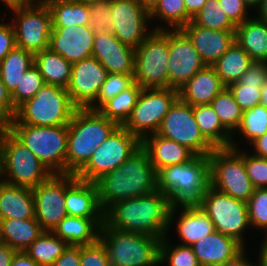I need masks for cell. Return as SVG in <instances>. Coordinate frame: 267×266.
I'll list each match as a JSON object with an SVG mask.
<instances>
[{"instance_id":"cell-1","label":"cell","mask_w":267,"mask_h":266,"mask_svg":"<svg viewBox=\"0 0 267 266\" xmlns=\"http://www.w3.org/2000/svg\"><path fill=\"white\" fill-rule=\"evenodd\" d=\"M179 206H171L168 197L158 190L113 204L104 221L112 228L164 238L174 222ZM173 221V222H172Z\"/></svg>"},{"instance_id":"cell-2","label":"cell","mask_w":267,"mask_h":266,"mask_svg":"<svg viewBox=\"0 0 267 266\" xmlns=\"http://www.w3.org/2000/svg\"><path fill=\"white\" fill-rule=\"evenodd\" d=\"M157 172L146 150L140 146L114 171L95 183L104 213L115 203L150 194L157 190Z\"/></svg>"},{"instance_id":"cell-3","label":"cell","mask_w":267,"mask_h":266,"mask_svg":"<svg viewBox=\"0 0 267 266\" xmlns=\"http://www.w3.org/2000/svg\"><path fill=\"white\" fill-rule=\"evenodd\" d=\"M118 127L98 110L77 108L68 124L66 174H76Z\"/></svg>"},{"instance_id":"cell-4","label":"cell","mask_w":267,"mask_h":266,"mask_svg":"<svg viewBox=\"0 0 267 266\" xmlns=\"http://www.w3.org/2000/svg\"><path fill=\"white\" fill-rule=\"evenodd\" d=\"M157 190L165 194L171 206H194L201 202L210 186L209 156H193L189 161L157 171Z\"/></svg>"},{"instance_id":"cell-5","label":"cell","mask_w":267,"mask_h":266,"mask_svg":"<svg viewBox=\"0 0 267 266\" xmlns=\"http://www.w3.org/2000/svg\"><path fill=\"white\" fill-rule=\"evenodd\" d=\"M99 239L107 249L110 266L160 265L159 237L118 230L104 221Z\"/></svg>"},{"instance_id":"cell-6","label":"cell","mask_w":267,"mask_h":266,"mask_svg":"<svg viewBox=\"0 0 267 266\" xmlns=\"http://www.w3.org/2000/svg\"><path fill=\"white\" fill-rule=\"evenodd\" d=\"M76 109L66 88L45 83L32 98L16 108L10 124L68 125Z\"/></svg>"},{"instance_id":"cell-7","label":"cell","mask_w":267,"mask_h":266,"mask_svg":"<svg viewBox=\"0 0 267 266\" xmlns=\"http://www.w3.org/2000/svg\"><path fill=\"white\" fill-rule=\"evenodd\" d=\"M51 175L52 173L27 146L7 128L1 129L0 179L3 176V182L33 189Z\"/></svg>"},{"instance_id":"cell-8","label":"cell","mask_w":267,"mask_h":266,"mask_svg":"<svg viewBox=\"0 0 267 266\" xmlns=\"http://www.w3.org/2000/svg\"><path fill=\"white\" fill-rule=\"evenodd\" d=\"M7 129L33 152L52 174H66L68 125L42 127L9 124Z\"/></svg>"},{"instance_id":"cell-9","label":"cell","mask_w":267,"mask_h":266,"mask_svg":"<svg viewBox=\"0 0 267 266\" xmlns=\"http://www.w3.org/2000/svg\"><path fill=\"white\" fill-rule=\"evenodd\" d=\"M169 30L157 26L135 48L134 82L142 89L168 88Z\"/></svg>"},{"instance_id":"cell-10","label":"cell","mask_w":267,"mask_h":266,"mask_svg":"<svg viewBox=\"0 0 267 266\" xmlns=\"http://www.w3.org/2000/svg\"><path fill=\"white\" fill-rule=\"evenodd\" d=\"M236 145L233 142L230 148L214 149L209 155L210 186L247 203L255 187L247 175L244 152Z\"/></svg>"},{"instance_id":"cell-11","label":"cell","mask_w":267,"mask_h":266,"mask_svg":"<svg viewBox=\"0 0 267 266\" xmlns=\"http://www.w3.org/2000/svg\"><path fill=\"white\" fill-rule=\"evenodd\" d=\"M141 146V141L123 126H119L92 154L75 174L78 179L96 182L114 171Z\"/></svg>"},{"instance_id":"cell-12","label":"cell","mask_w":267,"mask_h":266,"mask_svg":"<svg viewBox=\"0 0 267 266\" xmlns=\"http://www.w3.org/2000/svg\"><path fill=\"white\" fill-rule=\"evenodd\" d=\"M198 206L211 219L217 232L234 238L244 246L243 233L250 226L246 202L209 186Z\"/></svg>"},{"instance_id":"cell-13","label":"cell","mask_w":267,"mask_h":266,"mask_svg":"<svg viewBox=\"0 0 267 266\" xmlns=\"http://www.w3.org/2000/svg\"><path fill=\"white\" fill-rule=\"evenodd\" d=\"M177 99L178 91L171 88L142 89L123 127L140 141L156 134L164 116Z\"/></svg>"},{"instance_id":"cell-14","label":"cell","mask_w":267,"mask_h":266,"mask_svg":"<svg viewBox=\"0 0 267 266\" xmlns=\"http://www.w3.org/2000/svg\"><path fill=\"white\" fill-rule=\"evenodd\" d=\"M11 10L16 17L12 23L16 47L33 54L49 48L52 17L47 4L42 0H36L31 5Z\"/></svg>"},{"instance_id":"cell-15","label":"cell","mask_w":267,"mask_h":266,"mask_svg":"<svg viewBox=\"0 0 267 266\" xmlns=\"http://www.w3.org/2000/svg\"><path fill=\"white\" fill-rule=\"evenodd\" d=\"M157 134L185 146L195 156H209L215 149L200 132L193 106L179 98L164 116Z\"/></svg>"},{"instance_id":"cell-16","label":"cell","mask_w":267,"mask_h":266,"mask_svg":"<svg viewBox=\"0 0 267 266\" xmlns=\"http://www.w3.org/2000/svg\"><path fill=\"white\" fill-rule=\"evenodd\" d=\"M75 174H52L45 182L32 189L35 218L43 231L53 232L68 214L65 208L66 184Z\"/></svg>"},{"instance_id":"cell-17","label":"cell","mask_w":267,"mask_h":266,"mask_svg":"<svg viewBox=\"0 0 267 266\" xmlns=\"http://www.w3.org/2000/svg\"><path fill=\"white\" fill-rule=\"evenodd\" d=\"M111 12L112 33L121 43L137 48L150 34L149 11L138 0H111Z\"/></svg>"},{"instance_id":"cell-18","label":"cell","mask_w":267,"mask_h":266,"mask_svg":"<svg viewBox=\"0 0 267 266\" xmlns=\"http://www.w3.org/2000/svg\"><path fill=\"white\" fill-rule=\"evenodd\" d=\"M206 64L189 37L181 30H169L168 88L179 90Z\"/></svg>"},{"instance_id":"cell-19","label":"cell","mask_w":267,"mask_h":266,"mask_svg":"<svg viewBox=\"0 0 267 266\" xmlns=\"http://www.w3.org/2000/svg\"><path fill=\"white\" fill-rule=\"evenodd\" d=\"M107 76V69L95 57L72 63L71 79L66 88L72 103L77 108H89L95 103Z\"/></svg>"},{"instance_id":"cell-20","label":"cell","mask_w":267,"mask_h":266,"mask_svg":"<svg viewBox=\"0 0 267 266\" xmlns=\"http://www.w3.org/2000/svg\"><path fill=\"white\" fill-rule=\"evenodd\" d=\"M94 37L89 25L52 27L49 48L75 63L92 56Z\"/></svg>"},{"instance_id":"cell-21","label":"cell","mask_w":267,"mask_h":266,"mask_svg":"<svg viewBox=\"0 0 267 266\" xmlns=\"http://www.w3.org/2000/svg\"><path fill=\"white\" fill-rule=\"evenodd\" d=\"M92 57L108 71L134 77L135 48L121 43L111 32L95 35Z\"/></svg>"},{"instance_id":"cell-22","label":"cell","mask_w":267,"mask_h":266,"mask_svg":"<svg viewBox=\"0 0 267 266\" xmlns=\"http://www.w3.org/2000/svg\"><path fill=\"white\" fill-rule=\"evenodd\" d=\"M192 41L202 61L212 66L235 42V31H220L190 21L181 29Z\"/></svg>"},{"instance_id":"cell-23","label":"cell","mask_w":267,"mask_h":266,"mask_svg":"<svg viewBox=\"0 0 267 266\" xmlns=\"http://www.w3.org/2000/svg\"><path fill=\"white\" fill-rule=\"evenodd\" d=\"M191 247L201 266H222L245 250L237 240L216 230Z\"/></svg>"},{"instance_id":"cell-24","label":"cell","mask_w":267,"mask_h":266,"mask_svg":"<svg viewBox=\"0 0 267 266\" xmlns=\"http://www.w3.org/2000/svg\"><path fill=\"white\" fill-rule=\"evenodd\" d=\"M65 208L70 216L104 218L95 182H88L74 176L65 191Z\"/></svg>"},{"instance_id":"cell-25","label":"cell","mask_w":267,"mask_h":266,"mask_svg":"<svg viewBox=\"0 0 267 266\" xmlns=\"http://www.w3.org/2000/svg\"><path fill=\"white\" fill-rule=\"evenodd\" d=\"M225 88L215 69L206 65L178 90V98L191 106L208 105Z\"/></svg>"},{"instance_id":"cell-26","label":"cell","mask_w":267,"mask_h":266,"mask_svg":"<svg viewBox=\"0 0 267 266\" xmlns=\"http://www.w3.org/2000/svg\"><path fill=\"white\" fill-rule=\"evenodd\" d=\"M141 146L148 153L156 172L166 166L185 163L194 156L185 146L157 133L145 137Z\"/></svg>"},{"instance_id":"cell-27","label":"cell","mask_w":267,"mask_h":266,"mask_svg":"<svg viewBox=\"0 0 267 266\" xmlns=\"http://www.w3.org/2000/svg\"><path fill=\"white\" fill-rule=\"evenodd\" d=\"M35 218V202L31 188L11 185L0 180V219Z\"/></svg>"},{"instance_id":"cell-28","label":"cell","mask_w":267,"mask_h":266,"mask_svg":"<svg viewBox=\"0 0 267 266\" xmlns=\"http://www.w3.org/2000/svg\"><path fill=\"white\" fill-rule=\"evenodd\" d=\"M104 218H84L67 215L53 233L68 245L81 246L95 243L99 239Z\"/></svg>"},{"instance_id":"cell-29","label":"cell","mask_w":267,"mask_h":266,"mask_svg":"<svg viewBox=\"0 0 267 266\" xmlns=\"http://www.w3.org/2000/svg\"><path fill=\"white\" fill-rule=\"evenodd\" d=\"M235 42L252 61L267 62V22L258 18L245 20L236 26Z\"/></svg>"},{"instance_id":"cell-30","label":"cell","mask_w":267,"mask_h":266,"mask_svg":"<svg viewBox=\"0 0 267 266\" xmlns=\"http://www.w3.org/2000/svg\"><path fill=\"white\" fill-rule=\"evenodd\" d=\"M42 233L43 229L36 218L0 219V242L17 252L27 249Z\"/></svg>"},{"instance_id":"cell-31","label":"cell","mask_w":267,"mask_h":266,"mask_svg":"<svg viewBox=\"0 0 267 266\" xmlns=\"http://www.w3.org/2000/svg\"><path fill=\"white\" fill-rule=\"evenodd\" d=\"M183 208V209H182ZM180 206L177 232L182 240L180 245L191 246L201 238L215 231L213 222L198 206Z\"/></svg>"},{"instance_id":"cell-32","label":"cell","mask_w":267,"mask_h":266,"mask_svg":"<svg viewBox=\"0 0 267 266\" xmlns=\"http://www.w3.org/2000/svg\"><path fill=\"white\" fill-rule=\"evenodd\" d=\"M193 113L203 137L215 148H230L233 143L230 133L221 123L210 104L193 106Z\"/></svg>"},{"instance_id":"cell-33","label":"cell","mask_w":267,"mask_h":266,"mask_svg":"<svg viewBox=\"0 0 267 266\" xmlns=\"http://www.w3.org/2000/svg\"><path fill=\"white\" fill-rule=\"evenodd\" d=\"M34 65L39 69L46 84L67 88L72 72V63L50 48L34 54Z\"/></svg>"},{"instance_id":"cell-34","label":"cell","mask_w":267,"mask_h":266,"mask_svg":"<svg viewBox=\"0 0 267 266\" xmlns=\"http://www.w3.org/2000/svg\"><path fill=\"white\" fill-rule=\"evenodd\" d=\"M50 9L52 27L89 25L87 0H42Z\"/></svg>"},{"instance_id":"cell-35","label":"cell","mask_w":267,"mask_h":266,"mask_svg":"<svg viewBox=\"0 0 267 266\" xmlns=\"http://www.w3.org/2000/svg\"><path fill=\"white\" fill-rule=\"evenodd\" d=\"M253 61L236 43L212 65L223 84L228 87L238 82Z\"/></svg>"},{"instance_id":"cell-36","label":"cell","mask_w":267,"mask_h":266,"mask_svg":"<svg viewBox=\"0 0 267 266\" xmlns=\"http://www.w3.org/2000/svg\"><path fill=\"white\" fill-rule=\"evenodd\" d=\"M34 64V54L15 47L0 62V76L7 91L12 94L22 75Z\"/></svg>"},{"instance_id":"cell-37","label":"cell","mask_w":267,"mask_h":266,"mask_svg":"<svg viewBox=\"0 0 267 266\" xmlns=\"http://www.w3.org/2000/svg\"><path fill=\"white\" fill-rule=\"evenodd\" d=\"M141 91L142 88L134 82L126 90L105 102L98 111L109 120L123 126L132 114Z\"/></svg>"},{"instance_id":"cell-38","label":"cell","mask_w":267,"mask_h":266,"mask_svg":"<svg viewBox=\"0 0 267 266\" xmlns=\"http://www.w3.org/2000/svg\"><path fill=\"white\" fill-rule=\"evenodd\" d=\"M68 244L53 232L43 233L24 252L39 266H52Z\"/></svg>"},{"instance_id":"cell-39","label":"cell","mask_w":267,"mask_h":266,"mask_svg":"<svg viewBox=\"0 0 267 266\" xmlns=\"http://www.w3.org/2000/svg\"><path fill=\"white\" fill-rule=\"evenodd\" d=\"M222 125L234 136V133L239 128L243 111L237 104L233 94L226 87L219 93L210 103ZM234 130V131H233Z\"/></svg>"},{"instance_id":"cell-40","label":"cell","mask_w":267,"mask_h":266,"mask_svg":"<svg viewBox=\"0 0 267 266\" xmlns=\"http://www.w3.org/2000/svg\"><path fill=\"white\" fill-rule=\"evenodd\" d=\"M150 19H160L173 30L182 29L192 18L187 14L184 0H160L149 12Z\"/></svg>"},{"instance_id":"cell-41","label":"cell","mask_w":267,"mask_h":266,"mask_svg":"<svg viewBox=\"0 0 267 266\" xmlns=\"http://www.w3.org/2000/svg\"><path fill=\"white\" fill-rule=\"evenodd\" d=\"M192 21L200 26L220 31H235L236 26L221 9L219 0H206L202 9Z\"/></svg>"},{"instance_id":"cell-42","label":"cell","mask_w":267,"mask_h":266,"mask_svg":"<svg viewBox=\"0 0 267 266\" xmlns=\"http://www.w3.org/2000/svg\"><path fill=\"white\" fill-rule=\"evenodd\" d=\"M237 130L241 131L243 138L249 140L250 144L263 136L267 132V108L263 105H257L244 111Z\"/></svg>"},{"instance_id":"cell-43","label":"cell","mask_w":267,"mask_h":266,"mask_svg":"<svg viewBox=\"0 0 267 266\" xmlns=\"http://www.w3.org/2000/svg\"><path fill=\"white\" fill-rule=\"evenodd\" d=\"M167 240L165 236L160 242V264L167 262L168 266H201L191 246L171 245Z\"/></svg>"},{"instance_id":"cell-44","label":"cell","mask_w":267,"mask_h":266,"mask_svg":"<svg viewBox=\"0 0 267 266\" xmlns=\"http://www.w3.org/2000/svg\"><path fill=\"white\" fill-rule=\"evenodd\" d=\"M45 84L39 69L33 64L23 75L15 91L11 94V100L15 108L24 101L32 98Z\"/></svg>"},{"instance_id":"cell-45","label":"cell","mask_w":267,"mask_h":266,"mask_svg":"<svg viewBox=\"0 0 267 266\" xmlns=\"http://www.w3.org/2000/svg\"><path fill=\"white\" fill-rule=\"evenodd\" d=\"M90 12L89 26L95 35L113 31L111 0H87Z\"/></svg>"},{"instance_id":"cell-46","label":"cell","mask_w":267,"mask_h":266,"mask_svg":"<svg viewBox=\"0 0 267 266\" xmlns=\"http://www.w3.org/2000/svg\"><path fill=\"white\" fill-rule=\"evenodd\" d=\"M134 83L132 75L108 73L105 82L102 84L96 103H93L89 109L98 110L105 102L126 90Z\"/></svg>"},{"instance_id":"cell-47","label":"cell","mask_w":267,"mask_h":266,"mask_svg":"<svg viewBox=\"0 0 267 266\" xmlns=\"http://www.w3.org/2000/svg\"><path fill=\"white\" fill-rule=\"evenodd\" d=\"M250 226L267 236V188L255 189L247 202Z\"/></svg>"},{"instance_id":"cell-48","label":"cell","mask_w":267,"mask_h":266,"mask_svg":"<svg viewBox=\"0 0 267 266\" xmlns=\"http://www.w3.org/2000/svg\"><path fill=\"white\" fill-rule=\"evenodd\" d=\"M262 86L263 85H244L235 82L230 84L227 88L233 94L237 104L244 112L260 105Z\"/></svg>"},{"instance_id":"cell-49","label":"cell","mask_w":267,"mask_h":266,"mask_svg":"<svg viewBox=\"0 0 267 266\" xmlns=\"http://www.w3.org/2000/svg\"><path fill=\"white\" fill-rule=\"evenodd\" d=\"M244 151V165L255 189L267 188V158Z\"/></svg>"},{"instance_id":"cell-50","label":"cell","mask_w":267,"mask_h":266,"mask_svg":"<svg viewBox=\"0 0 267 266\" xmlns=\"http://www.w3.org/2000/svg\"><path fill=\"white\" fill-rule=\"evenodd\" d=\"M80 266H110L107 249L100 239L80 246Z\"/></svg>"},{"instance_id":"cell-51","label":"cell","mask_w":267,"mask_h":266,"mask_svg":"<svg viewBox=\"0 0 267 266\" xmlns=\"http://www.w3.org/2000/svg\"><path fill=\"white\" fill-rule=\"evenodd\" d=\"M219 3L221 9L235 26L242 24L250 17L247 12L249 7L243 0H219Z\"/></svg>"},{"instance_id":"cell-52","label":"cell","mask_w":267,"mask_h":266,"mask_svg":"<svg viewBox=\"0 0 267 266\" xmlns=\"http://www.w3.org/2000/svg\"><path fill=\"white\" fill-rule=\"evenodd\" d=\"M267 81V62L253 61L239 79V84L263 85Z\"/></svg>"},{"instance_id":"cell-53","label":"cell","mask_w":267,"mask_h":266,"mask_svg":"<svg viewBox=\"0 0 267 266\" xmlns=\"http://www.w3.org/2000/svg\"><path fill=\"white\" fill-rule=\"evenodd\" d=\"M16 113L11 94L7 91L0 76V127L7 128L13 121Z\"/></svg>"},{"instance_id":"cell-54","label":"cell","mask_w":267,"mask_h":266,"mask_svg":"<svg viewBox=\"0 0 267 266\" xmlns=\"http://www.w3.org/2000/svg\"><path fill=\"white\" fill-rule=\"evenodd\" d=\"M16 47L15 30L13 24L0 23V62Z\"/></svg>"},{"instance_id":"cell-55","label":"cell","mask_w":267,"mask_h":266,"mask_svg":"<svg viewBox=\"0 0 267 266\" xmlns=\"http://www.w3.org/2000/svg\"><path fill=\"white\" fill-rule=\"evenodd\" d=\"M52 266H80V246L68 245Z\"/></svg>"},{"instance_id":"cell-56","label":"cell","mask_w":267,"mask_h":266,"mask_svg":"<svg viewBox=\"0 0 267 266\" xmlns=\"http://www.w3.org/2000/svg\"><path fill=\"white\" fill-rule=\"evenodd\" d=\"M250 145L254 148L255 154L253 155L267 158V132L263 136L255 139Z\"/></svg>"},{"instance_id":"cell-57","label":"cell","mask_w":267,"mask_h":266,"mask_svg":"<svg viewBox=\"0 0 267 266\" xmlns=\"http://www.w3.org/2000/svg\"><path fill=\"white\" fill-rule=\"evenodd\" d=\"M16 252L9 245L0 242V266H10Z\"/></svg>"},{"instance_id":"cell-58","label":"cell","mask_w":267,"mask_h":266,"mask_svg":"<svg viewBox=\"0 0 267 266\" xmlns=\"http://www.w3.org/2000/svg\"><path fill=\"white\" fill-rule=\"evenodd\" d=\"M10 266H39L31 257L24 251L16 252Z\"/></svg>"},{"instance_id":"cell-59","label":"cell","mask_w":267,"mask_h":266,"mask_svg":"<svg viewBox=\"0 0 267 266\" xmlns=\"http://www.w3.org/2000/svg\"><path fill=\"white\" fill-rule=\"evenodd\" d=\"M206 0H184L187 14L193 17L202 9Z\"/></svg>"},{"instance_id":"cell-60","label":"cell","mask_w":267,"mask_h":266,"mask_svg":"<svg viewBox=\"0 0 267 266\" xmlns=\"http://www.w3.org/2000/svg\"><path fill=\"white\" fill-rule=\"evenodd\" d=\"M245 254V251H243L235 259L226 262L222 266H256L254 265L255 263L251 264V262L247 260Z\"/></svg>"},{"instance_id":"cell-61","label":"cell","mask_w":267,"mask_h":266,"mask_svg":"<svg viewBox=\"0 0 267 266\" xmlns=\"http://www.w3.org/2000/svg\"><path fill=\"white\" fill-rule=\"evenodd\" d=\"M3 1L7 7L10 9L17 7H25L33 4L36 0H1Z\"/></svg>"},{"instance_id":"cell-62","label":"cell","mask_w":267,"mask_h":266,"mask_svg":"<svg viewBox=\"0 0 267 266\" xmlns=\"http://www.w3.org/2000/svg\"><path fill=\"white\" fill-rule=\"evenodd\" d=\"M265 239L263 243H261L259 249V263L257 264V266H267V238L265 237Z\"/></svg>"},{"instance_id":"cell-63","label":"cell","mask_w":267,"mask_h":266,"mask_svg":"<svg viewBox=\"0 0 267 266\" xmlns=\"http://www.w3.org/2000/svg\"><path fill=\"white\" fill-rule=\"evenodd\" d=\"M257 10L258 19L267 22V0H262Z\"/></svg>"},{"instance_id":"cell-64","label":"cell","mask_w":267,"mask_h":266,"mask_svg":"<svg viewBox=\"0 0 267 266\" xmlns=\"http://www.w3.org/2000/svg\"><path fill=\"white\" fill-rule=\"evenodd\" d=\"M261 97H260V105H263L267 108V81L261 87Z\"/></svg>"},{"instance_id":"cell-65","label":"cell","mask_w":267,"mask_h":266,"mask_svg":"<svg viewBox=\"0 0 267 266\" xmlns=\"http://www.w3.org/2000/svg\"><path fill=\"white\" fill-rule=\"evenodd\" d=\"M149 12L160 0H138Z\"/></svg>"},{"instance_id":"cell-66","label":"cell","mask_w":267,"mask_h":266,"mask_svg":"<svg viewBox=\"0 0 267 266\" xmlns=\"http://www.w3.org/2000/svg\"><path fill=\"white\" fill-rule=\"evenodd\" d=\"M262 0H243V2L249 7V9L251 8H258L260 3Z\"/></svg>"}]
</instances>
